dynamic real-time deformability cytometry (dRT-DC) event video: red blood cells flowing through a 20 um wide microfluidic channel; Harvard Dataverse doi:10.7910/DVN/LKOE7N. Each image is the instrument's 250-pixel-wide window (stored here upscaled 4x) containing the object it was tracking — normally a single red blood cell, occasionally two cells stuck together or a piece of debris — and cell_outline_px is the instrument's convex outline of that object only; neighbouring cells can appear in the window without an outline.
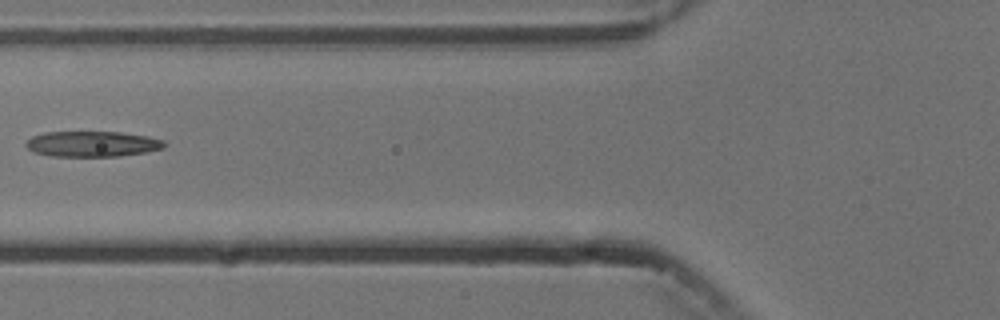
{"species": "common noctule bat (a hibernating species)", "species_latin": "Nyctalus noctula", "temperature_condition": "cold", "stored_images_in_passage": 6, "camera_frame_rate_fps": 3000, "um_per_image_px": 0.085, "animal": {"sex": "male", "body_mass_g": 13.3}, "frame": {"image": 1, "passage_image": 6, "time_ms": 6.667, "image_size_px": [1000, 320], "cell_outline_px": [[164, 148], [144, 152], [120, 156], [52, 156], [32, 152], [24, 144], [32, 136], [44, 132], [120, 132], [148, 136], [164, 140]], "centroid_in_image_um": [7.82, 12.23], "position_along_channel_um": 118.0, "area_um2": 20.58}}